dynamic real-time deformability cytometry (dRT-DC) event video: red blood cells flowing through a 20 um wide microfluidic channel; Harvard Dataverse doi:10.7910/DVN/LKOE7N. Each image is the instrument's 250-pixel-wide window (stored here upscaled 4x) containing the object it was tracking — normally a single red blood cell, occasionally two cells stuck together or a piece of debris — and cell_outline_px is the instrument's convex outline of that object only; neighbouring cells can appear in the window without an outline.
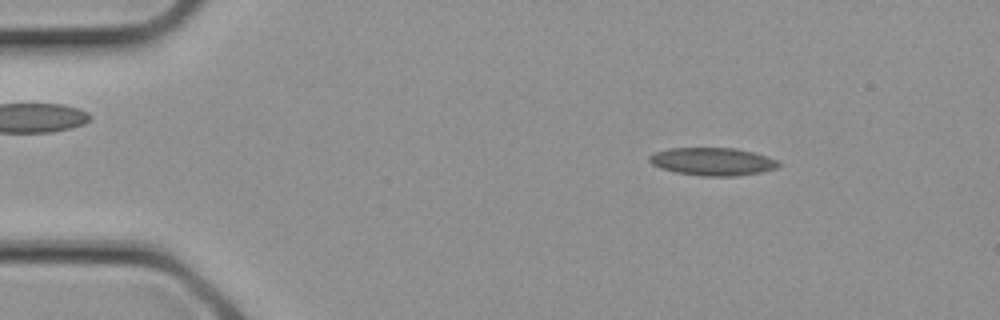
{"species": "common noctule bat (a hibernating species)", "species_latin": "Nyctalus noctula", "temperature_condition": "cold", "stored_images_in_passage": 8, "camera_frame_rate_fps": 3000, "um_per_image_px": 0.085, "animal": {"sex": "female", "body_mass_g": 21.9}, "frame": {"image": 1, "passage_image": 2, "time_ms": 0.333, "image_size_px": [1000, 320], "cell_outline_px": [[780, 164], [776, 168], [760, 172], [736, 176], [700, 176], [676, 172], [660, 168], [652, 164], [648, 160], [648, 156], [656, 152], [668, 148], [732, 148], [752, 152], [776, 160]], "centroid_in_image_um": [60.51, 13.73], "position_along_channel_um": 24.5, "area_um2": 20.75}}
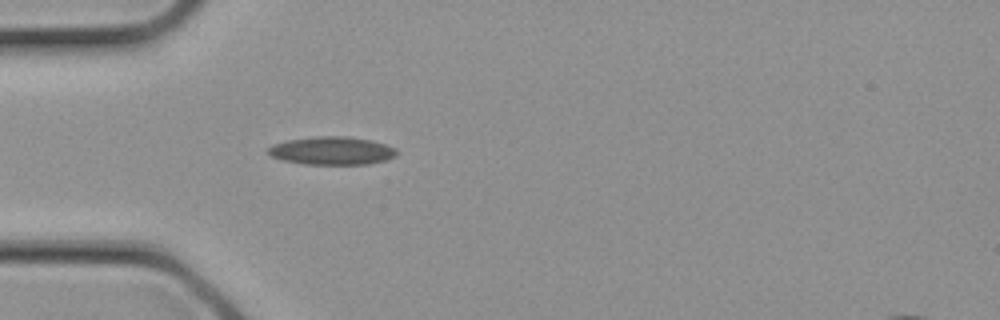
{"frame": {"image": 2, "passage_image": 6, "time_ms": 1.667, "image_size_px": [1000, 320], "cell_outline_px": [[400, 152], [396, 156], [384, 160], [368, 164], [304, 164], [284, 160], [272, 156], [268, 152], [268, 148], [272, 144], [288, 140], [316, 136], [348, 136], [372, 140], [396, 148]], "centroid_in_image_um": [28.25, 12.8], "position_along_channel_um": 56.8, "area_um2": 21.04}}
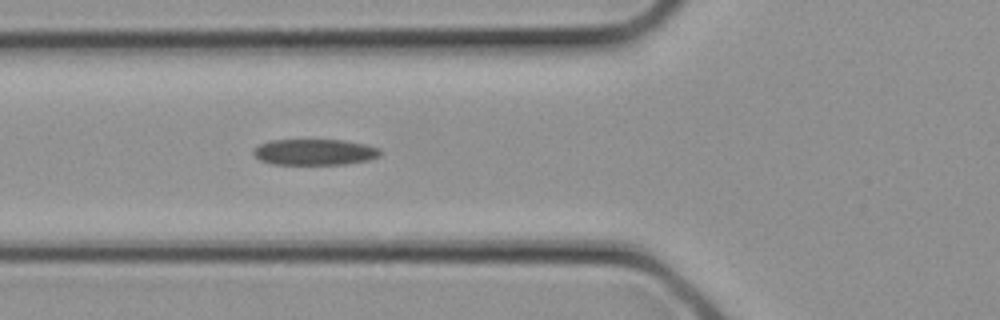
{"frame": {"image": 3, "passage_image": 8, "time_ms": 2.333, "image_size_px": [1000, 320], "cell_outline_px": [[384, 152], [380, 156], [368, 160], [348, 164], [272, 164], [260, 160], [252, 152], [252, 148], [268, 140], [344, 140], [364, 144], [380, 148]], "centroid_in_image_um": [26.76, 12.92], "position_along_channel_um": 99.0, "area_um2": 19.42}}